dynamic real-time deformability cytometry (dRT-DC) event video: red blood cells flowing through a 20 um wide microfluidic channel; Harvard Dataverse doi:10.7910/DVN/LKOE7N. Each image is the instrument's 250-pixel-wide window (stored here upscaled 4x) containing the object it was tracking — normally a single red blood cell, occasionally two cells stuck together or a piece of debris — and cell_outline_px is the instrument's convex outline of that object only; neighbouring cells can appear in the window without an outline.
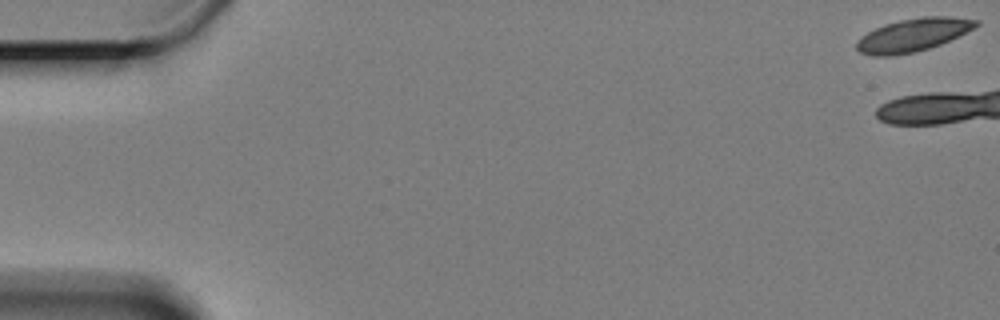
{"species": "Egyptian fruit bat (a non-hibernating species)", "species_latin": "Rousettus aegyptiacus", "temperature_condition": "cold", "stored_images_in_passage": 10, "camera_frame_rate_fps": 3000, "um_per_image_px": 0.085, "animal": {"sex": "female"}, "frame": {"image": 1, "passage_image": 1, "time_ms": 0.0, "image_size_px": [1000, 320], "cell_outline_px": [[980, 24], [940, 44], [916, 52], [892, 56], [872, 56], [860, 52], [856, 48], [856, 40], [868, 32], [884, 24], [900, 20], [924, 16], [948, 16], [980, 20]], "centroid_in_image_um": [77.57, 2.97], "position_along_channel_um": 7.4, "area_um2": 22.77}}